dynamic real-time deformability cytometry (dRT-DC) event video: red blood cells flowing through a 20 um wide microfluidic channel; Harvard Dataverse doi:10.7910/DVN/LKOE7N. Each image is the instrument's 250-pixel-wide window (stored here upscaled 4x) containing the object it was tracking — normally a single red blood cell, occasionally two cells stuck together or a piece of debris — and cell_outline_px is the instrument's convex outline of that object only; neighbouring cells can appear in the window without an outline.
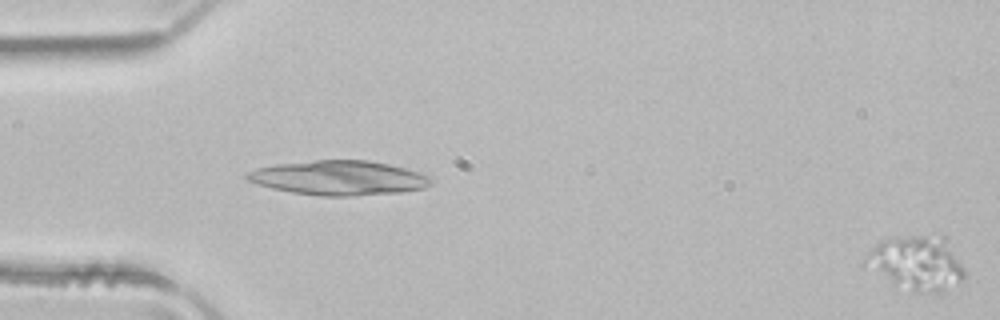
{"species": "common noctule bat (a hibernating species)", "species_latin": "Nyctalus noctula", "temperature_condition": "room temperature", "stored_images_in_passage": 4, "segment_of_instrument_passage": [2, 2], "camera_frame_rate_fps": 3000, "um_per_image_px": 0.085, "animal": {"sex": "male", "body_mass_g": 21.5, "forearm_length_mm": 52.0}, "frame": {"image": 1, "passage_image": 4, "time_ms": 1.0, "image_size_px": [1000, 320], "cell_outline_px": [[964, 280], [940, 292], [912, 292], [892, 280], [864, 260], [868, 252], [880, 240], [888, 236], [940, 232], [944, 236], [964, 268]], "centroid_in_image_um": [78.0, 22.25], "position_along_channel_um": 7.0, "area_um2": 31.04}}